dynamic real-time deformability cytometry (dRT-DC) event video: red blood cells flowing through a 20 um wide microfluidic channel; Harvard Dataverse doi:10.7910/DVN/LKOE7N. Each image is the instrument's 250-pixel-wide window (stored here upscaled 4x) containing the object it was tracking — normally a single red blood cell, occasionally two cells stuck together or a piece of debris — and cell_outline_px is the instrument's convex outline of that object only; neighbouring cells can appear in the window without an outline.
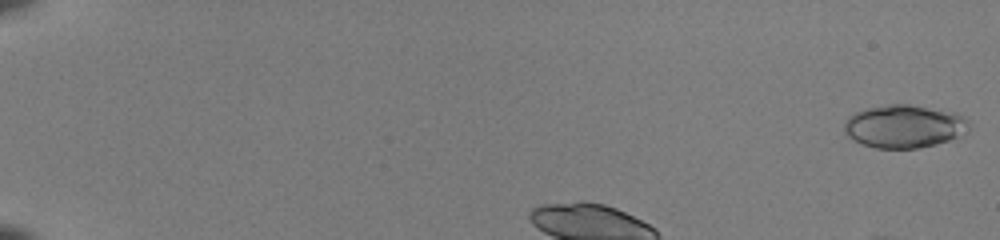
{"species": "common noctule bat (a hibernating species)", "species_latin": "Nyctalus noctula", "temperature_condition": "room temperature", "stored_images_in_passage": 42, "camera_frame_rate_fps": 3000, "um_per_image_px": 0.085, "animal": {"sex": "female", "body_mass_g": 22.0, "forearm_length_mm": 56.7}, "frame": {"image": 1, "passage_image": 1, "time_ms": 0.0, "image_size_px": [1000, 240], "cell_outline_px": [[972, 128], [948, 140], [936, 144], [916, 148], [876, 148], [864, 144], [848, 136], [844, 132], [844, 124], [848, 116], [856, 112], [868, 108], [892, 104], [908, 104], [956, 112], [964, 116], [968, 120]], "centroid_in_image_um": [76.88, 10.73], "position_along_channel_um": 8.1, "area_um2": 31.1}}